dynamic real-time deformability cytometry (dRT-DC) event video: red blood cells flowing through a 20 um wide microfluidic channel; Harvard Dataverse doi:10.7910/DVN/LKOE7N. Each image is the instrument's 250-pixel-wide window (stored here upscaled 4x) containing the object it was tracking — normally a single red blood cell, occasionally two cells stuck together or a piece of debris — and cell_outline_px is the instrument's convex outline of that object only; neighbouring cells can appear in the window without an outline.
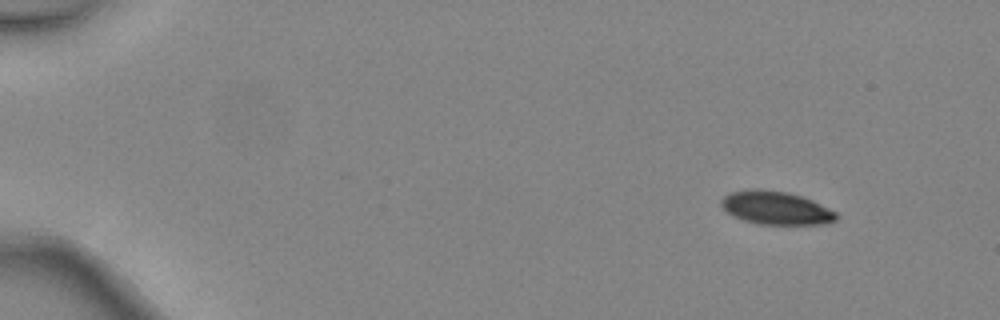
{"species": "common noctule bat (a hibernating species)", "species_latin": "Nyctalus noctula", "temperature_condition": "warm", "stored_images_in_passage": 5, "camera_frame_rate_fps": 3000, "um_per_image_px": 0.085, "animal": {"sex": "female", "body_mass_g": 24.6, "forearm_length_mm": 56.2}, "frame": {"image": 1, "passage_image": 1, "time_ms": 0.0, "image_size_px": [1000, 320], "cell_outline_px": [[836, 220], [820, 224], [756, 224], [732, 216], [720, 204], [720, 200], [724, 196], [732, 192], [756, 188], [788, 192], [812, 200], [836, 212]], "centroid_in_image_um": [65.92, 17.67], "position_along_channel_um": 19.1, "area_um2": 22.08}}
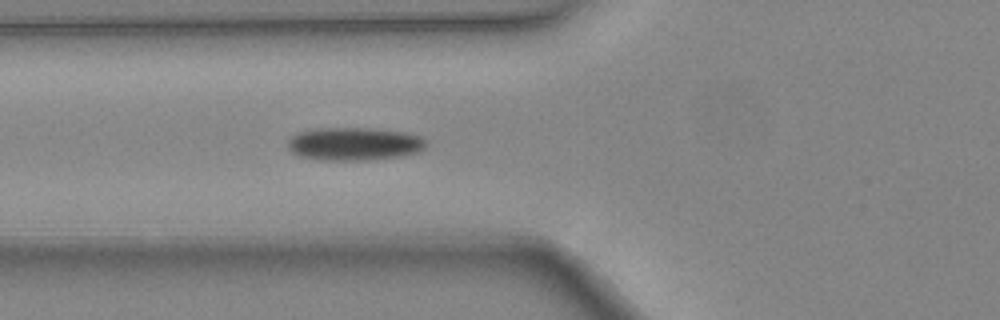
{"frame": {"image": 2, "passage_image": 5, "time_ms": 1.333, "image_size_px": [1000, 320], "cell_outline_px": [[424, 148], [416, 152], [400, 156], [364, 160], [320, 160], [300, 156], [292, 152], [288, 148], [288, 140], [296, 132], [316, 128], [372, 128], [404, 132], [420, 136], [424, 140]], "centroid_in_image_um": [30.05, 12.22], "position_along_channel_um": 95.8, "area_um2": 26.53}}